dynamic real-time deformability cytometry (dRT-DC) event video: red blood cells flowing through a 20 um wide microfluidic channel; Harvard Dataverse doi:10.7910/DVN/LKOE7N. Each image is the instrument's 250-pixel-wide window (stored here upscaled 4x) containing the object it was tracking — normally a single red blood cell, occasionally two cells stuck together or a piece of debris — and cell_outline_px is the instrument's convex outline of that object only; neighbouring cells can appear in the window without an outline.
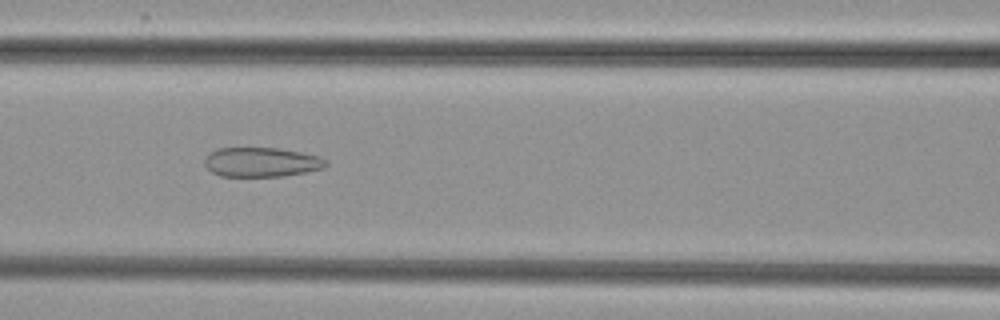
{"species": "common noctule bat (a hibernating species)", "species_latin": "Nyctalus noctula", "temperature_condition": "cold", "stored_images_in_passage": 44, "camera_frame_rate_fps": 3000, "um_per_image_px": 0.085, "animal": {"sex": "female", "body_mass_g": 29.2, "forearm_length_mm": 56.3}, "frame": {"image": 1, "passage_image": 15, "time_ms": 4.667, "image_size_px": [1000, 320], "cell_outline_px": [[328, 164], [324, 168], [284, 176], [220, 176], [212, 172], [204, 164], [204, 160], [216, 148], [280, 148], [320, 156], [328, 160]], "centroid_in_image_um": [22.26, 13.78], "position_along_channel_um": 144.3, "area_um2": 20.81}}
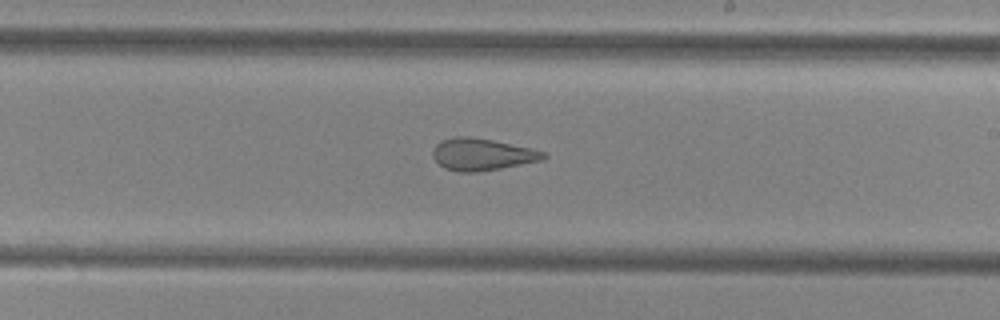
{"frame": {"image": 2, "passage_image": 23, "time_ms": 7.333, "image_size_px": [1000, 320], "cell_outline_px": [[548, 156], [544, 160], [500, 168], [476, 172], [460, 172], [444, 168], [432, 156], [432, 148], [440, 140], [456, 136], [472, 136], [532, 148], [544, 152]], "centroid_in_image_um": [40.96, 13.11], "position_along_channel_um": 248.0, "area_um2": 20.75}}
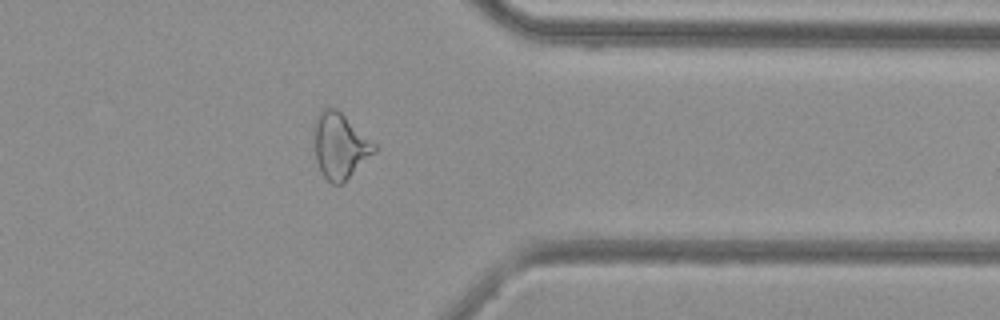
{"frame": {"image": 3, "passage_image": 34, "time_ms": 11.0, "image_size_px": [1000, 320], "cell_outline_px": [[376, 152], [344, 184], [332, 184], [324, 176], [316, 160], [312, 140], [312, 128], [316, 116], [324, 108], [336, 108], [376, 144]], "centroid_in_image_um": [28.87, 12.41], "position_along_channel_um": 382.5, "area_um2": 23.47}}